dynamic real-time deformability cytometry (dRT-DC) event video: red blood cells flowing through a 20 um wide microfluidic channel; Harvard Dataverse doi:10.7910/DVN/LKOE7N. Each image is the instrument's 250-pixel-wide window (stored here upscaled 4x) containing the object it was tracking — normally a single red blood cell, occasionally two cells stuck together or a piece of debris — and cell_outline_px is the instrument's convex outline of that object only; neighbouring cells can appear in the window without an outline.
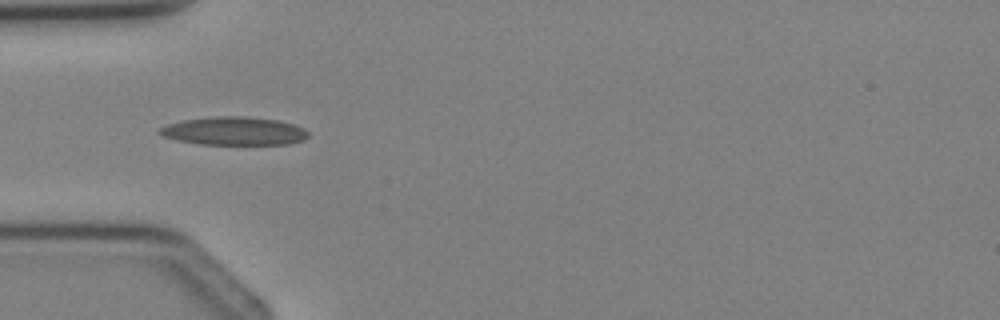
{"species": "Egyptian fruit bat (a non-hibernating species)", "species_latin": "Rousettus aegyptiacus", "temperature_condition": "cold", "stored_images_in_passage": 2, "camera_frame_rate_fps": 3000, "um_per_image_px": 0.085, "animal": {"sex": "female"}, "frame": {"image": 1, "passage_image": 2, "time_ms": 1.0, "image_size_px": [1000, 320], "cell_outline_px": [[308, 136], [304, 140], [288, 144], [200, 144], [180, 140], [164, 136], [156, 132], [160, 128], [168, 124], [180, 120], [216, 116], [244, 116], [276, 120], [296, 124], [304, 128], [308, 132]], "centroid_in_image_um": [19.92, 11.13], "position_along_channel_um": 65.1, "area_um2": 24.45}}